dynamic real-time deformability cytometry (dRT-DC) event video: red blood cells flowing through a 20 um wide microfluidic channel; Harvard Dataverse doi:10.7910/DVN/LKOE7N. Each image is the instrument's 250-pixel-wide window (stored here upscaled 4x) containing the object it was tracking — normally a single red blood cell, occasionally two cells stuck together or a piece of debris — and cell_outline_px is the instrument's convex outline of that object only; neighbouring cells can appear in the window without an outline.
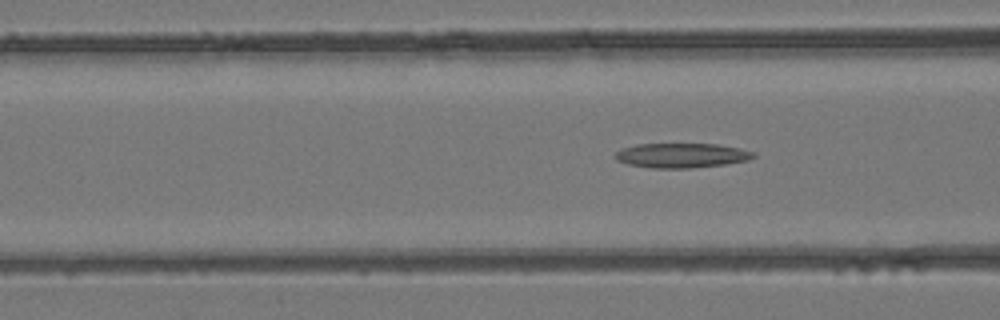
{"species": "common noctule bat (a hibernating species)", "species_latin": "Nyctalus noctula", "temperature_condition": "room temperature", "stored_images_in_passage": 6, "camera_frame_rate_fps": 3000, "um_per_image_px": 0.085, "animal": {"sex": "female", "body_mass_g": 24.6, "forearm_length_mm": 56.2}, "frame": {"image": 1, "passage_image": 6, "time_ms": 1.667, "image_size_px": [1000, 320], "cell_outline_px": [[756, 156], [748, 160], [724, 164], [688, 168], [652, 168], [628, 164], [616, 160], [612, 156], [616, 152], [624, 148], [636, 144], [720, 144], [740, 148], [756, 152]], "centroid_in_image_um": [57.94, 13.2], "position_along_channel_um": 108.7, "area_um2": 19.88}}